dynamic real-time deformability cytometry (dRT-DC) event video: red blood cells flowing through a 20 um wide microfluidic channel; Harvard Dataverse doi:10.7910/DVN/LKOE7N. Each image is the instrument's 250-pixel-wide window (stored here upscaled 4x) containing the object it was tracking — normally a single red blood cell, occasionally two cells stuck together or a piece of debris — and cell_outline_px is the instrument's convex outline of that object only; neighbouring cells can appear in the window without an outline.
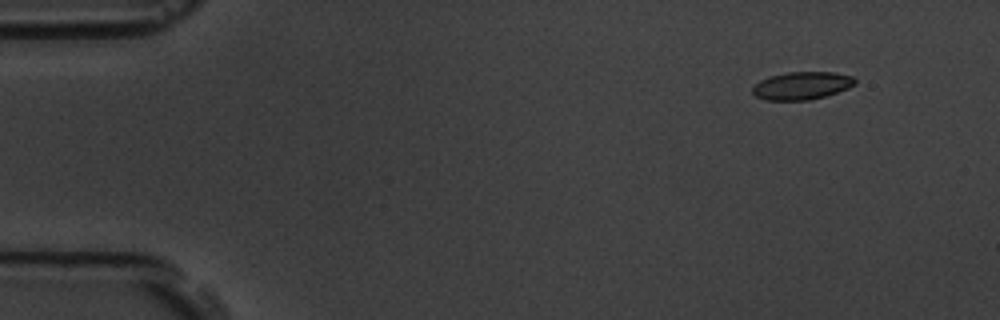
{"species": "common noctule bat (a hibernating species)", "species_latin": "Nyctalus noctula", "temperature_condition": "room temperature", "stored_images_in_passage": 5, "camera_frame_rate_fps": 3000, "um_per_image_px": 0.085, "animal": {"sex": "male", "body_mass_g": 19.5, "forearm_length_mm": 54.6}, "frame": {"image": 1, "passage_image": 2, "time_ms": 1.0, "image_size_px": [1000, 320], "cell_outline_px": [[856, 84], [848, 88], [824, 96], [808, 100], [768, 100], [756, 96], [752, 92], [752, 88], [760, 80], [772, 76], [788, 72], [836, 72], [852, 76], [856, 80]], "centroid_in_image_um": [68.17, 7.27], "position_along_channel_um": 16.8, "area_um2": 16.42}}
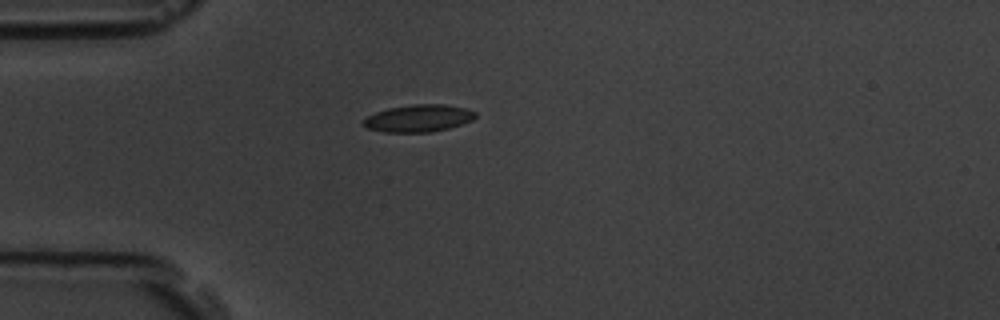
{"frame": {"image": 2, "passage_image": 5, "time_ms": 4.333, "image_size_px": [1000, 320], "cell_outline_px": [[476, 116], [472, 120], [448, 128], [432, 132], [384, 132], [368, 128], [360, 120], [376, 112], [388, 108], [412, 104], [444, 104], [464, 108], [476, 112]], "centroid_in_image_um": [35.55, 10.05], "position_along_channel_um": 49.4, "area_um2": 17.69}}